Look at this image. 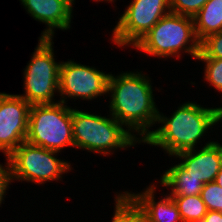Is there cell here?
<instances>
[{
  "mask_svg": "<svg viewBox=\"0 0 222 222\" xmlns=\"http://www.w3.org/2000/svg\"><path fill=\"white\" fill-rule=\"evenodd\" d=\"M220 187H222V167L214 180Z\"/></svg>",
  "mask_w": 222,
  "mask_h": 222,
  "instance_id": "24",
  "label": "cell"
},
{
  "mask_svg": "<svg viewBox=\"0 0 222 222\" xmlns=\"http://www.w3.org/2000/svg\"><path fill=\"white\" fill-rule=\"evenodd\" d=\"M193 21L199 42L211 34L222 32V0H208Z\"/></svg>",
  "mask_w": 222,
  "mask_h": 222,
  "instance_id": "15",
  "label": "cell"
},
{
  "mask_svg": "<svg viewBox=\"0 0 222 222\" xmlns=\"http://www.w3.org/2000/svg\"><path fill=\"white\" fill-rule=\"evenodd\" d=\"M176 203L183 222H202L208 209L201 195L171 196Z\"/></svg>",
  "mask_w": 222,
  "mask_h": 222,
  "instance_id": "16",
  "label": "cell"
},
{
  "mask_svg": "<svg viewBox=\"0 0 222 222\" xmlns=\"http://www.w3.org/2000/svg\"><path fill=\"white\" fill-rule=\"evenodd\" d=\"M155 185H150L142 193L126 192L139 206V214L143 222H183L178 207L168 194L155 202Z\"/></svg>",
  "mask_w": 222,
  "mask_h": 222,
  "instance_id": "13",
  "label": "cell"
},
{
  "mask_svg": "<svg viewBox=\"0 0 222 222\" xmlns=\"http://www.w3.org/2000/svg\"><path fill=\"white\" fill-rule=\"evenodd\" d=\"M174 156L183 160L178 164L190 176L204 184L214 181L222 167V145L214 141H208L198 152L194 148Z\"/></svg>",
  "mask_w": 222,
  "mask_h": 222,
  "instance_id": "11",
  "label": "cell"
},
{
  "mask_svg": "<svg viewBox=\"0 0 222 222\" xmlns=\"http://www.w3.org/2000/svg\"><path fill=\"white\" fill-rule=\"evenodd\" d=\"M150 82L141 71L123 72L118 76L110 74L108 80L110 115L130 133H139L140 143L151 133L148 129L157 123L159 113Z\"/></svg>",
  "mask_w": 222,
  "mask_h": 222,
  "instance_id": "1",
  "label": "cell"
},
{
  "mask_svg": "<svg viewBox=\"0 0 222 222\" xmlns=\"http://www.w3.org/2000/svg\"><path fill=\"white\" fill-rule=\"evenodd\" d=\"M197 57L222 59V32L204 38L200 42V52Z\"/></svg>",
  "mask_w": 222,
  "mask_h": 222,
  "instance_id": "20",
  "label": "cell"
},
{
  "mask_svg": "<svg viewBox=\"0 0 222 222\" xmlns=\"http://www.w3.org/2000/svg\"><path fill=\"white\" fill-rule=\"evenodd\" d=\"M133 47L158 58L180 57L184 50L195 59L200 52L193 18L172 12L163 16Z\"/></svg>",
  "mask_w": 222,
  "mask_h": 222,
  "instance_id": "4",
  "label": "cell"
},
{
  "mask_svg": "<svg viewBox=\"0 0 222 222\" xmlns=\"http://www.w3.org/2000/svg\"><path fill=\"white\" fill-rule=\"evenodd\" d=\"M95 1H109V2H114L115 0H95Z\"/></svg>",
  "mask_w": 222,
  "mask_h": 222,
  "instance_id": "25",
  "label": "cell"
},
{
  "mask_svg": "<svg viewBox=\"0 0 222 222\" xmlns=\"http://www.w3.org/2000/svg\"><path fill=\"white\" fill-rule=\"evenodd\" d=\"M109 75V73L106 74V72H101L94 67L71 60L61 62L59 69V93L61 98L59 101L67 104L65 101L67 97L92 100L98 96L108 94Z\"/></svg>",
  "mask_w": 222,
  "mask_h": 222,
  "instance_id": "9",
  "label": "cell"
},
{
  "mask_svg": "<svg viewBox=\"0 0 222 222\" xmlns=\"http://www.w3.org/2000/svg\"><path fill=\"white\" fill-rule=\"evenodd\" d=\"M196 59L206 63L204 78L217 91L222 92V59L197 57Z\"/></svg>",
  "mask_w": 222,
  "mask_h": 222,
  "instance_id": "18",
  "label": "cell"
},
{
  "mask_svg": "<svg viewBox=\"0 0 222 222\" xmlns=\"http://www.w3.org/2000/svg\"><path fill=\"white\" fill-rule=\"evenodd\" d=\"M30 108L18 94L0 92V151L6 158L26 140Z\"/></svg>",
  "mask_w": 222,
  "mask_h": 222,
  "instance_id": "10",
  "label": "cell"
},
{
  "mask_svg": "<svg viewBox=\"0 0 222 222\" xmlns=\"http://www.w3.org/2000/svg\"><path fill=\"white\" fill-rule=\"evenodd\" d=\"M52 39L39 38L35 52L24 70V94L18 95L31 105L51 104L59 92V69L55 62Z\"/></svg>",
  "mask_w": 222,
  "mask_h": 222,
  "instance_id": "6",
  "label": "cell"
},
{
  "mask_svg": "<svg viewBox=\"0 0 222 222\" xmlns=\"http://www.w3.org/2000/svg\"><path fill=\"white\" fill-rule=\"evenodd\" d=\"M123 127L112 115L107 118L72 108L74 147L107 155L140 143L135 134Z\"/></svg>",
  "mask_w": 222,
  "mask_h": 222,
  "instance_id": "3",
  "label": "cell"
},
{
  "mask_svg": "<svg viewBox=\"0 0 222 222\" xmlns=\"http://www.w3.org/2000/svg\"><path fill=\"white\" fill-rule=\"evenodd\" d=\"M160 182L164 187H170V196L200 195L204 183L190 176L179 164L167 169L161 176Z\"/></svg>",
  "mask_w": 222,
  "mask_h": 222,
  "instance_id": "14",
  "label": "cell"
},
{
  "mask_svg": "<svg viewBox=\"0 0 222 222\" xmlns=\"http://www.w3.org/2000/svg\"><path fill=\"white\" fill-rule=\"evenodd\" d=\"M200 195L208 211L222 212V187L215 181L206 183Z\"/></svg>",
  "mask_w": 222,
  "mask_h": 222,
  "instance_id": "19",
  "label": "cell"
},
{
  "mask_svg": "<svg viewBox=\"0 0 222 222\" xmlns=\"http://www.w3.org/2000/svg\"><path fill=\"white\" fill-rule=\"evenodd\" d=\"M115 212L112 222H143L139 214V206L125 192L115 197Z\"/></svg>",
  "mask_w": 222,
  "mask_h": 222,
  "instance_id": "17",
  "label": "cell"
},
{
  "mask_svg": "<svg viewBox=\"0 0 222 222\" xmlns=\"http://www.w3.org/2000/svg\"><path fill=\"white\" fill-rule=\"evenodd\" d=\"M208 0H170L172 13L193 18Z\"/></svg>",
  "mask_w": 222,
  "mask_h": 222,
  "instance_id": "21",
  "label": "cell"
},
{
  "mask_svg": "<svg viewBox=\"0 0 222 222\" xmlns=\"http://www.w3.org/2000/svg\"><path fill=\"white\" fill-rule=\"evenodd\" d=\"M25 141L56 152L74 147L72 108L61 101L31 105Z\"/></svg>",
  "mask_w": 222,
  "mask_h": 222,
  "instance_id": "5",
  "label": "cell"
},
{
  "mask_svg": "<svg viewBox=\"0 0 222 222\" xmlns=\"http://www.w3.org/2000/svg\"><path fill=\"white\" fill-rule=\"evenodd\" d=\"M202 222H222V212L208 211Z\"/></svg>",
  "mask_w": 222,
  "mask_h": 222,
  "instance_id": "23",
  "label": "cell"
},
{
  "mask_svg": "<svg viewBox=\"0 0 222 222\" xmlns=\"http://www.w3.org/2000/svg\"><path fill=\"white\" fill-rule=\"evenodd\" d=\"M56 151L22 142L8 157L12 180L44 184L46 181L61 180L71 164L55 157ZM55 155V156H54Z\"/></svg>",
  "mask_w": 222,
  "mask_h": 222,
  "instance_id": "7",
  "label": "cell"
},
{
  "mask_svg": "<svg viewBox=\"0 0 222 222\" xmlns=\"http://www.w3.org/2000/svg\"><path fill=\"white\" fill-rule=\"evenodd\" d=\"M6 160L7 163L5 164V167L0 164V206L1 203L4 201L3 198L5 197L4 195L6 194V190L9 187L8 185H10L11 182L13 181L11 167L8 159Z\"/></svg>",
  "mask_w": 222,
  "mask_h": 222,
  "instance_id": "22",
  "label": "cell"
},
{
  "mask_svg": "<svg viewBox=\"0 0 222 222\" xmlns=\"http://www.w3.org/2000/svg\"><path fill=\"white\" fill-rule=\"evenodd\" d=\"M26 11L47 28L39 38L53 39L54 30L70 29L73 0H20Z\"/></svg>",
  "mask_w": 222,
  "mask_h": 222,
  "instance_id": "12",
  "label": "cell"
},
{
  "mask_svg": "<svg viewBox=\"0 0 222 222\" xmlns=\"http://www.w3.org/2000/svg\"><path fill=\"white\" fill-rule=\"evenodd\" d=\"M170 12V0H132L113 29L112 41L118 47L134 46Z\"/></svg>",
  "mask_w": 222,
  "mask_h": 222,
  "instance_id": "8",
  "label": "cell"
},
{
  "mask_svg": "<svg viewBox=\"0 0 222 222\" xmlns=\"http://www.w3.org/2000/svg\"><path fill=\"white\" fill-rule=\"evenodd\" d=\"M221 120V107L204 108L196 102H186L169 118L158 113L157 122L162 126L152 130L142 143L161 147L174 156L179 152L194 149L204 133Z\"/></svg>",
  "mask_w": 222,
  "mask_h": 222,
  "instance_id": "2",
  "label": "cell"
}]
</instances>
